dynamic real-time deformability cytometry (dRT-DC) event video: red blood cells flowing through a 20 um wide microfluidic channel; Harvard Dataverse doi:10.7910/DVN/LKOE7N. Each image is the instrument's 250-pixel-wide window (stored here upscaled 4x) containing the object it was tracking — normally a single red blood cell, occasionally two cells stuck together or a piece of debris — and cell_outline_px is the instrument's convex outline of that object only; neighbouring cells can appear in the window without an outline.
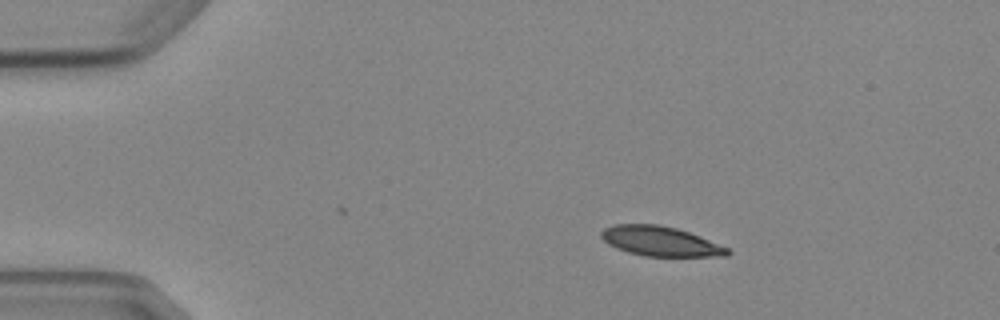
{"species": "Egyptian fruit bat (a non-hibernating species)", "species_latin": "Rousettus aegyptiacus", "temperature_condition": "cold", "stored_images_in_passage": 3, "camera_frame_rate_fps": 3000, "um_per_image_px": 0.085, "animal": {"sex": "female"}, "frame": {"image": 1, "passage_image": 1, "time_ms": 0.0, "image_size_px": [1000, 320], "cell_outline_px": [[732, 252], [728, 256], [644, 256], [628, 252], [616, 248], [608, 244], [600, 236], [600, 232], [604, 228], [612, 224], [656, 224], [676, 228], [688, 232], [728, 248]], "centroid_in_image_um": [56.09, 20.5], "position_along_channel_um": 28.9, "area_um2": 21.73}}